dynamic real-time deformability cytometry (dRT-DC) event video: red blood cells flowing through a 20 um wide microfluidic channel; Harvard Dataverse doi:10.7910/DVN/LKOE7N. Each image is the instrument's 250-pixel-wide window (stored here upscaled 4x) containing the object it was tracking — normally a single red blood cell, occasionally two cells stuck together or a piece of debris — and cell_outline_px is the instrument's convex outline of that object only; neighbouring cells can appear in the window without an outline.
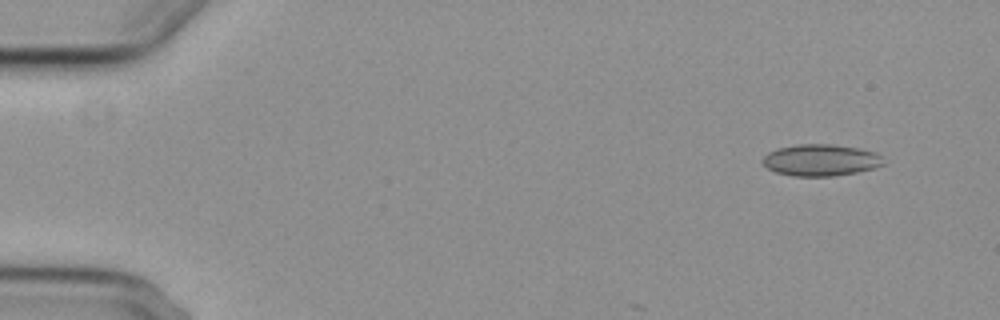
{"species": "common noctule bat (a hibernating species)", "species_latin": "Nyctalus noctula", "temperature_condition": "cold", "stored_images_in_passage": 3, "camera_frame_rate_fps": 3000, "um_per_image_px": 0.085, "animal": {"sex": "female", "body_mass_g": 29.2, "forearm_length_mm": 56.3}, "frame": {"image": 1, "passage_image": 1, "time_ms": 0.0, "image_size_px": [1000, 320], "cell_outline_px": [[884, 164], [876, 168], [856, 172], [832, 176], [792, 176], [776, 172], [768, 168], [764, 164], [764, 156], [768, 152], [776, 148], [800, 144], [832, 144], [860, 148], [876, 152], [880, 156]], "centroid_in_image_um": [69.78, 13.6], "position_along_channel_um": 15.2, "area_um2": 22.25}}